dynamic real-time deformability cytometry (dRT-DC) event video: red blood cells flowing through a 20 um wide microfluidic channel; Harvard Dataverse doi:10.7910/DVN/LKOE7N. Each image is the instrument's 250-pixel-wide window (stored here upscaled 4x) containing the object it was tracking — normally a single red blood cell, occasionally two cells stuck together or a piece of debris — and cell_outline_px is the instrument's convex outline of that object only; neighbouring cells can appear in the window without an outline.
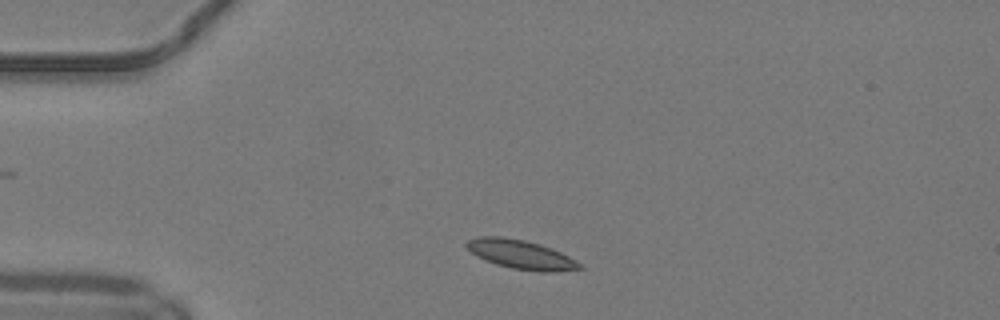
{"species": "common noctule bat (a hibernating species)", "species_latin": "Nyctalus noctula", "temperature_condition": "warm", "stored_images_in_passage": 39, "camera_frame_rate_fps": 3000, "um_per_image_px": 0.085, "animal": {"sex": "male", "body_mass_g": 19.2, "forearm_length_mm": 51.8}, "frame": {"image": 1, "passage_image": 1, "time_ms": 0.0, "image_size_px": [1000, 320], "cell_outline_px": [[584, 268], [552, 272], [540, 272], [512, 268], [496, 264], [484, 260], [476, 256], [464, 244], [468, 240], [480, 236], [500, 236], [524, 240], [540, 244], [560, 252], [568, 256], [580, 264]], "centroid_in_image_um": [44.25, 21.63], "position_along_channel_um": 40.8, "area_um2": 18.96}}
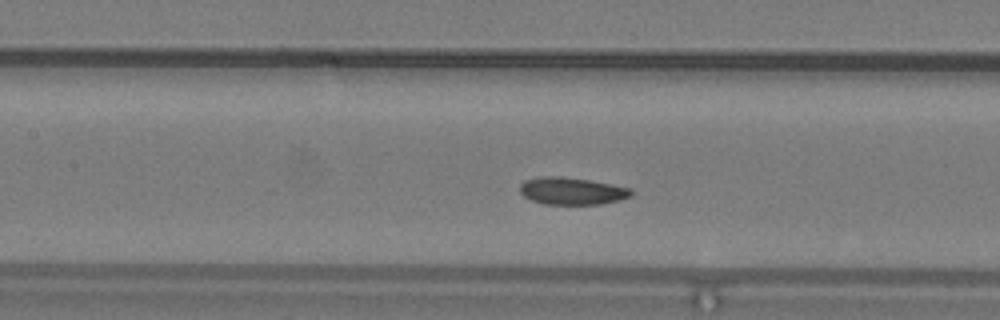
{"frame": {"image": 2, "passage_image": 12, "time_ms": 3.667, "image_size_px": [1000, 320], "cell_outline_px": [[632, 196], [620, 200], [600, 204], [544, 204], [532, 200], [524, 196], [520, 192], [520, 184], [524, 180], [536, 176], [560, 176], [588, 180], [612, 184], [632, 188]], "centroid_in_image_um": [48.6, 16.22], "position_along_channel_um": 158.8, "area_um2": 17.8}}
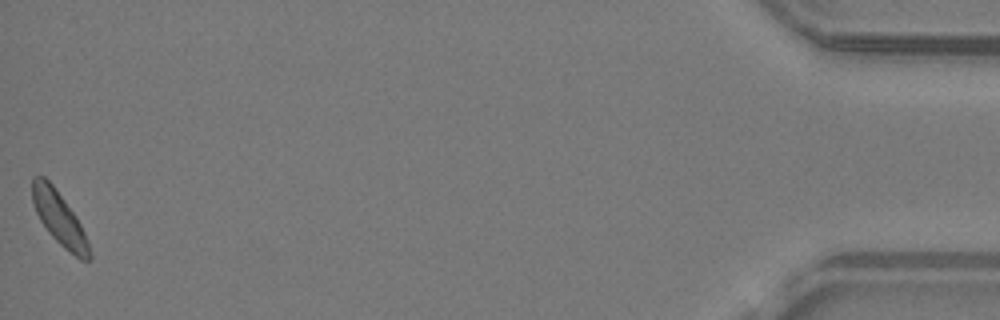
{"frame": {"image": 3, "passage_image": 39, "time_ms": 12.667, "image_size_px": [1000, 320], "cell_outline_px": [[92, 260], [80, 260], [64, 248], [48, 232], [40, 220], [36, 212], [32, 200], [32, 176], [44, 176], [52, 184], [76, 216], [84, 232], [92, 252]], "centroid_in_image_um": [5.05, 18.59], "position_along_channel_um": 430.1, "area_um2": 17.63}, "authors_computed_cell_mechanics": {"area_um2": 17.629, "velocity_mm_per_s": 4.1057, "shape_relaxation_time_tau1_ms": 6.7604, "shape_relaxation_time_tau2_ms": null, "deformation_change_tau1": 0.1148, "deformation_change_tau2": null}}